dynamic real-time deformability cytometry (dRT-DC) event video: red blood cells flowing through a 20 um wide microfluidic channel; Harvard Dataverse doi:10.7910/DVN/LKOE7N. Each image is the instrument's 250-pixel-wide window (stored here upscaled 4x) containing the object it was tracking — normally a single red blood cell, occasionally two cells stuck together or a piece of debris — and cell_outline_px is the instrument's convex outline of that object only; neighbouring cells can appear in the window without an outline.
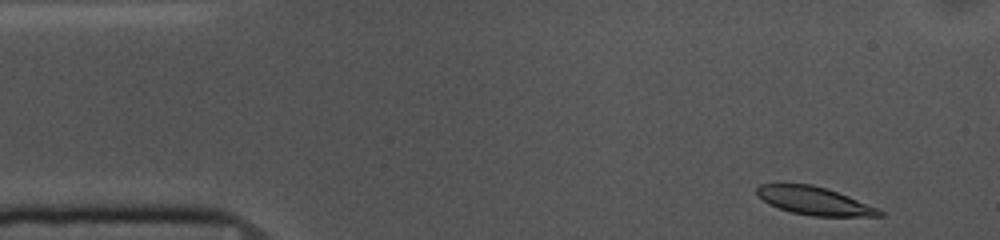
{"species": "common noctule bat (a hibernating species)", "species_latin": "Nyctalus noctula", "temperature_condition": "cold", "stored_images_in_passage": 50, "camera_frame_rate_fps": 3000, "um_per_image_px": 0.085, "animal": {"sex": "female", "body_mass_g": 10.0, "forearm_length_mm": 53.1}, "frame": {"image": 1, "passage_image": 1, "time_ms": 0.0, "image_size_px": [1000, 240], "cell_outline_px": [[884, 216], [812, 216], [792, 212], [768, 204], [756, 192], [756, 188], [760, 184], [812, 184], [848, 196], [880, 208], [884, 212]], "centroid_in_image_um": [69.26, 17.08], "position_along_channel_um": 15.7, "area_um2": 19.83}}
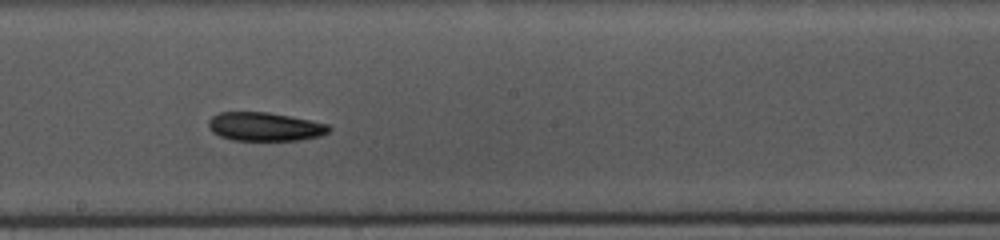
{"frame": {"image": 2, "passage_image": 25, "time_ms": 8.0, "image_size_px": [1000, 240], "cell_outline_px": [[332, 128], [328, 132], [320, 136], [300, 140], [232, 140], [220, 136], [212, 132], [208, 128], [208, 120], [212, 116], [220, 112], [268, 112], [328, 124]], "centroid_in_image_um": [22.48, 10.77], "position_along_channel_um": 225.7, "area_um2": 20.06}}
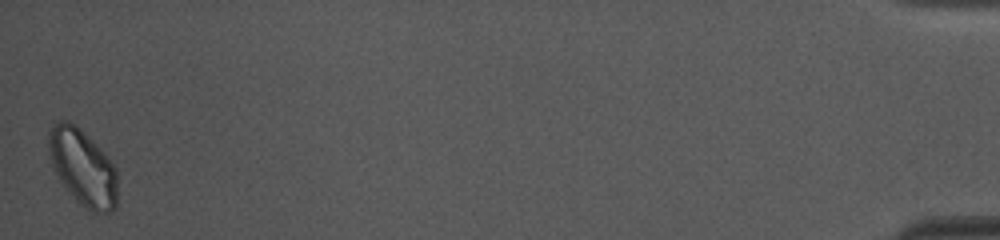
{"frame": {"image": 3, "passage_image": 50, "time_ms": 16.333, "image_size_px": [1000, 240], "cell_outline_px": [[116, 208], [112, 212], [92, 212], [80, 204], [76, 200], [60, 180], [52, 168], [48, 152], [48, 132], [52, 124], [60, 120], [68, 120], [80, 128], [108, 156], [116, 168]], "centroid_in_image_um": [7.01, 14.2], "position_along_channel_um": 428.2, "area_um2": 30.69}}